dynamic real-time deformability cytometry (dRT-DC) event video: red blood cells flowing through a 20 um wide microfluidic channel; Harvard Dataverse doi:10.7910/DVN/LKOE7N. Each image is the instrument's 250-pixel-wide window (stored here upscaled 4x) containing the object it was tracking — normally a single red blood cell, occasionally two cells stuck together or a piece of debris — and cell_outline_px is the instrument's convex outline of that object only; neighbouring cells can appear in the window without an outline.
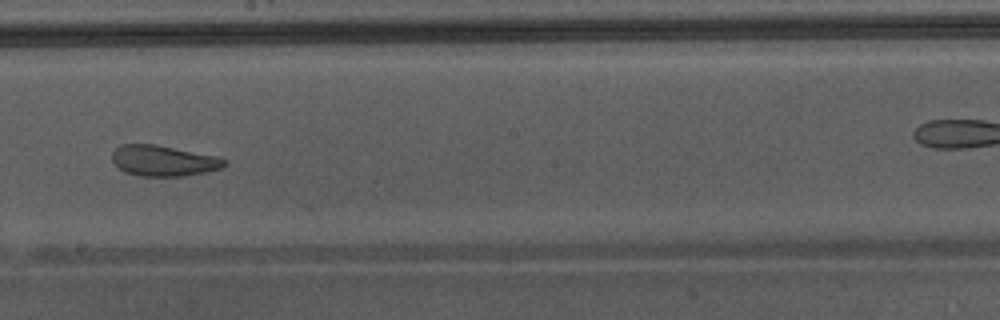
{"species": "Egyptian fruit bat (a non-hibernating species)", "species_latin": "Rousettus aegyptiacus", "temperature_condition": "warm", "stored_images_in_passage": 29, "camera_frame_rate_fps": 3000, "um_per_image_px": 0.085, "animal": {"sex": "male"}, "frame": {"image": 1, "passage_image": 17, "time_ms": 5.333, "image_size_px": [1000, 320], "cell_outline_px": [[228, 164], [220, 168], [204, 172], [184, 176], [140, 176], [124, 172], [112, 160], [112, 152], [120, 144], [156, 144], [216, 156], [228, 160]], "centroid_in_image_um": [13.89, 13.66], "position_along_channel_um": 234.3, "area_um2": 20.11}, "authors_computed_cell_mechanics": {"area_um2": 21.3282, "velocity_mm_per_s": 4.3408, "shape_relaxation_time_tau1_ms": null, "shape_relaxation_time_tau2_ms": 1.8403, "deformation_change_tau1": null, "deformation_change_tau2": 0.1019}}